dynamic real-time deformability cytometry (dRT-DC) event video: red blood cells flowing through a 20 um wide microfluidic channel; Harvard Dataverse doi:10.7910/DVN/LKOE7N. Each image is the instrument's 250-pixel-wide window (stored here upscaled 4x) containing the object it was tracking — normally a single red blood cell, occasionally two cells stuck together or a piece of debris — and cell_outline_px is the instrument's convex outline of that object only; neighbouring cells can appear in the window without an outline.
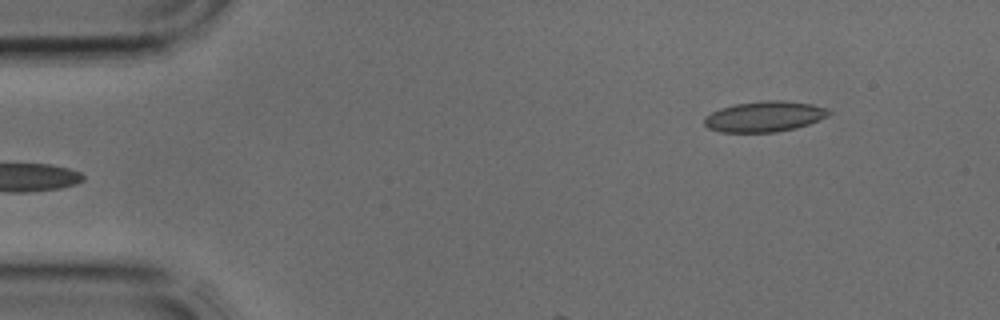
{"species": "common noctule bat (a hibernating species)", "species_latin": "Nyctalus noctula", "temperature_condition": "cold", "stored_images_in_passage": 3, "camera_frame_rate_fps": 3000, "um_per_image_px": 0.085, "animal": {"sex": "male", "body_mass_g": 17.9, "forearm_length_mm": 54.2}, "frame": {"image": 1, "passage_image": 3, "time_ms": 0.667, "image_size_px": [1000, 320], "cell_outline_px": [[832, 112], [828, 116], [820, 120], [796, 128], [776, 132], [720, 132], [708, 128], [704, 124], [704, 116], [720, 108], [736, 104], [768, 100], [784, 100], [812, 104], [828, 108]], "centroid_in_image_um": [65.0, 9.9], "position_along_channel_um": 20.0, "area_um2": 22.31}}